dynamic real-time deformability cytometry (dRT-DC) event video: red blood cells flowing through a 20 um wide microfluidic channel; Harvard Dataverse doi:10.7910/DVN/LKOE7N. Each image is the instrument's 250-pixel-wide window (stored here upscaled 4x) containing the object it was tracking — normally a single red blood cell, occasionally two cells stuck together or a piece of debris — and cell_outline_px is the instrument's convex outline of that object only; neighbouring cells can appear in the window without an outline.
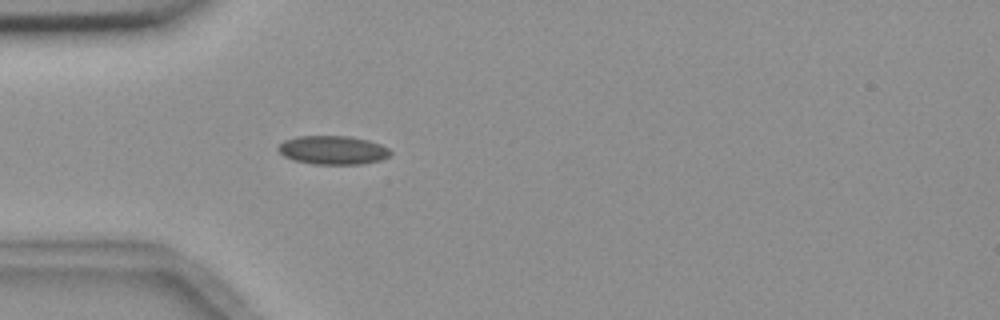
{"species": "common noctule bat (a hibernating species)", "species_latin": "Nyctalus noctula", "temperature_condition": "room temperature", "stored_images_in_passage": 1, "camera_frame_rate_fps": 3000, "um_per_image_px": 0.085, "animal": {"sex": "female", "body_mass_g": 18.4}, "frame": {"image": 1, "passage_image": 1, "time_ms": 0.0, "image_size_px": [1000, 320], "cell_outline_px": [[392, 152], [388, 156], [380, 160], [360, 164], [312, 164], [292, 160], [284, 156], [276, 148], [284, 140], [296, 136], [348, 136], [368, 140], [380, 144], [388, 148]], "centroid_in_image_um": [28.26, 12.76], "position_along_channel_um": 56.7, "area_um2": 18.79}}